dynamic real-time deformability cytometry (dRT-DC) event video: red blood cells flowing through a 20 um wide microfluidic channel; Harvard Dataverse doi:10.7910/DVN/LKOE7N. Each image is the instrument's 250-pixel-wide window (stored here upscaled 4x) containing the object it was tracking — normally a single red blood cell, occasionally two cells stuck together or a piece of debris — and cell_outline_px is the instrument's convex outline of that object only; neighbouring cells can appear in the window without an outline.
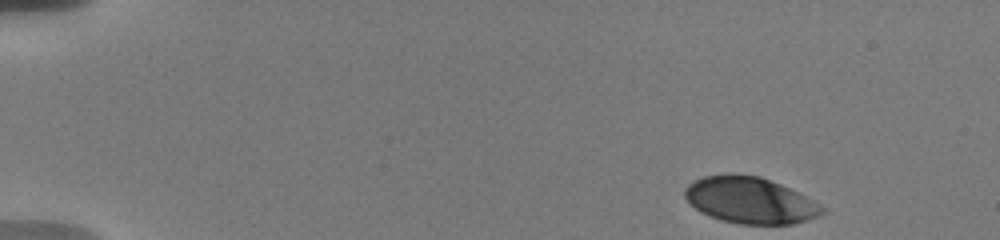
{"species": "human", "species_latin": "Homo sapiens", "temperature_condition": "warm", "stored_images_in_passage": 50, "camera_frame_rate_fps": 3000, "um_per_image_px": 0.085, "donor": {"sex": "male"}, "frame": {"image": 1, "passage_image": 1, "time_ms": 0.0, "image_size_px": [1000, 240], "cell_outline_px": [[828, 212], [820, 216], [808, 220], [792, 224], [740, 224], [724, 220], [700, 212], [688, 204], [684, 196], [684, 188], [688, 184], [704, 176], [728, 172], [732, 172], [760, 176], [780, 184], [828, 208]], "centroid_in_image_um": [63.75, 17.01], "position_along_channel_um": 21.2, "area_um2": 37.51}}
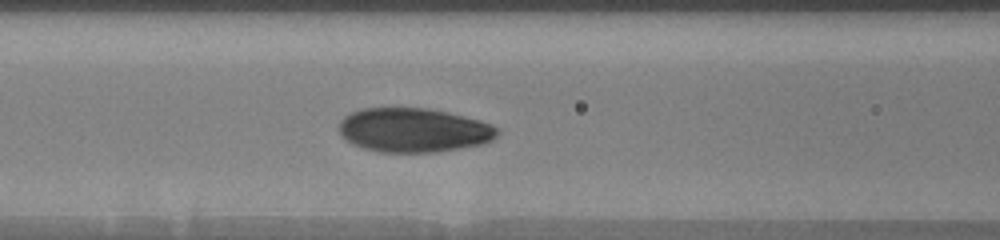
{"frame": {"image": 2, "passage_image": 20, "time_ms": 6.333, "image_size_px": [1000, 240], "cell_outline_px": [[500, 132], [492, 140], [484, 144], [436, 152], [380, 152], [364, 148], [348, 140], [340, 132], [340, 120], [344, 116], [360, 108], [428, 108], [448, 112], [480, 120], [492, 124], [500, 128]], "centroid_in_image_um": [35.22, 11.05], "position_along_channel_um": 131.4, "area_um2": 40.75}}
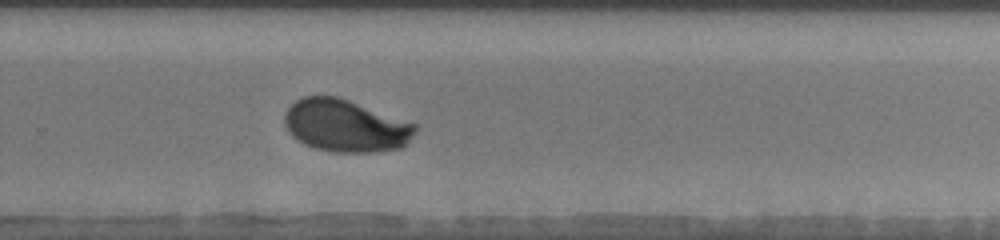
{"frame": {"image": 3, "passage_image": 34, "time_ms": 11.0, "image_size_px": [1000, 240], "cell_outline_px": [[416, 132], [408, 144], [400, 148], [376, 152], [332, 152], [312, 148], [296, 140], [288, 132], [284, 124], [284, 112], [296, 100], [304, 96], [340, 96], [416, 124]], "centroid_in_image_um": [29.36, 10.69], "position_along_channel_um": 300.4, "area_um2": 40.4}, "authors_computed_cell_mechanics": {"area_um2": 39.7375, "velocity_mm_per_s": 3.6305, "shape_relaxation_time_tau1_ms": 4.6686, "shape_relaxation_time_tau2_ms": null, "deformation_change_tau1": 0.1937, "deformation_change_tau2": null}}